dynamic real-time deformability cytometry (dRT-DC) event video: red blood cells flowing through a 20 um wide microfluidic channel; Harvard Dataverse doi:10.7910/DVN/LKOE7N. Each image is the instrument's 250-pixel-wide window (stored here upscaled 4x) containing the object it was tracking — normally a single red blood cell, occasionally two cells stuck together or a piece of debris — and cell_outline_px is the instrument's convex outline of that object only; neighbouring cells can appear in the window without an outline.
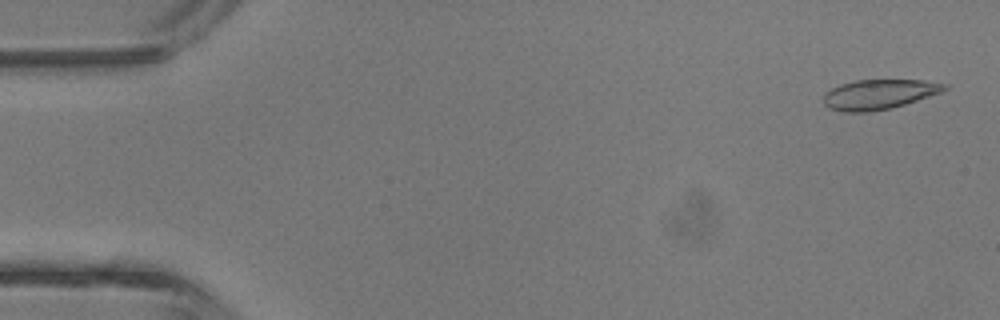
{"species": "common noctule bat (a hibernating species)", "species_latin": "Nyctalus noctula", "temperature_condition": "room temperature", "stored_images_in_passage": 34, "camera_frame_rate_fps": 3000, "um_per_image_px": 0.085, "animal": {"sex": "male", "body_mass_g": 13.3}, "frame": {"image": 1, "passage_image": 2, "time_ms": 0.333, "image_size_px": [1000, 320], "cell_outline_px": [[948, 88], [940, 92], [904, 104], [888, 108], [868, 112], [844, 112], [828, 108], [824, 104], [824, 92], [840, 84], [856, 80], [920, 80], [948, 84]], "centroid_in_image_um": [74.66, 8.01], "position_along_channel_um": 10.3, "area_um2": 20.81}}
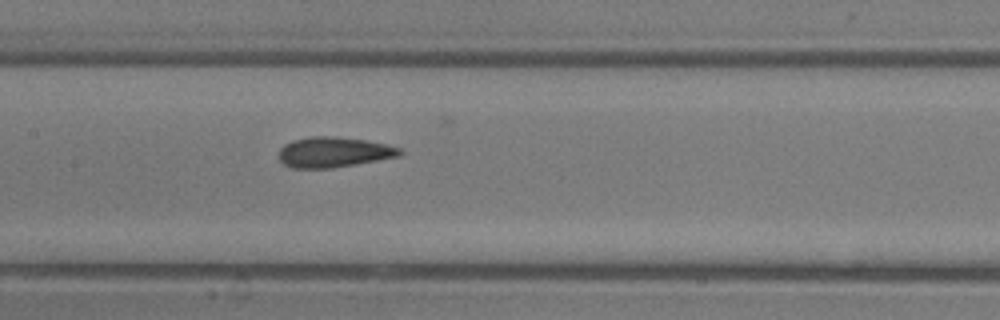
{"frame": {"image": 2, "passage_image": 21, "time_ms": 6.667, "image_size_px": [1000, 320], "cell_outline_px": [[404, 152], [400, 156], [332, 168], [292, 168], [284, 164], [280, 160], [280, 148], [284, 144], [292, 140], [312, 136], [336, 136], [364, 140], [384, 144], [400, 148]], "centroid_in_image_um": [28.35, 12.93], "position_along_channel_um": 179.0, "area_um2": 21.27}}
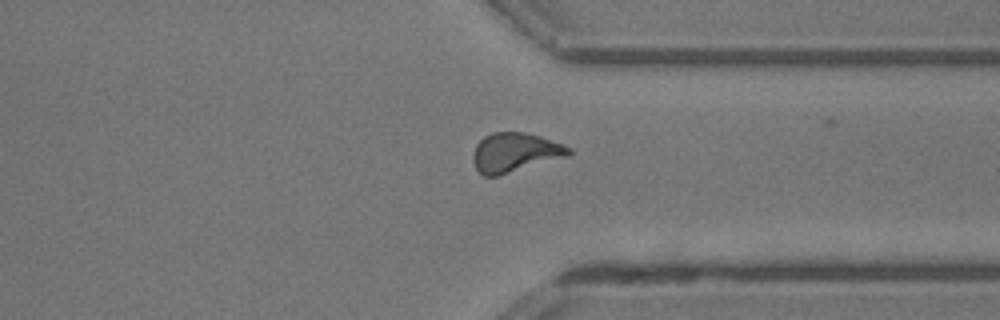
{"frame": {"image": 3, "passage_image": 33, "time_ms": 10.667, "image_size_px": [1000, 320], "cell_outline_px": [[572, 152], [568, 156], [496, 176], [484, 176], [476, 168], [472, 160], [472, 156], [476, 144], [484, 136], [492, 132], [524, 132], [540, 136], [564, 144], [572, 148]], "centroid_in_image_um": [43.77, 12.94], "position_along_channel_um": 367.6, "area_um2": 21.85}}